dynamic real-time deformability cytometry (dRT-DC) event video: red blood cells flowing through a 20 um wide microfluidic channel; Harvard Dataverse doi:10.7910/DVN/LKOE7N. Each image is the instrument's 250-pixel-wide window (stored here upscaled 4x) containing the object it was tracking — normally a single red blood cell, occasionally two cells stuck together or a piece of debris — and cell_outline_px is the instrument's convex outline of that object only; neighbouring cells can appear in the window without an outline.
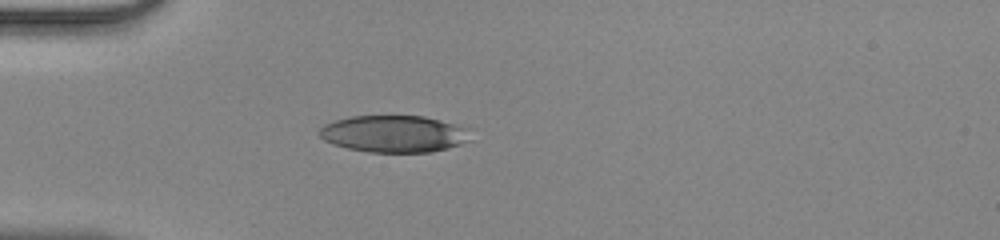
{"species": "human", "species_latin": "Homo sapiens", "temperature_condition": "room temperature", "stored_images_in_passage": 34, "camera_frame_rate_fps": 3000, "um_per_image_px": 0.085, "donor": {"sex": "male"}, "frame": {"image": 1, "passage_image": 1, "time_ms": 0.0, "image_size_px": [1000, 240], "cell_outline_px": [[468, 140], [460, 144], [448, 148], [432, 152], [368, 152], [348, 148], [332, 144], [324, 140], [320, 136], [320, 128], [324, 124], [336, 120], [352, 116], [424, 116], [468, 128]], "centroid_in_image_um": [33.46, 11.38], "position_along_channel_um": 51.5, "area_um2": 32.25}}
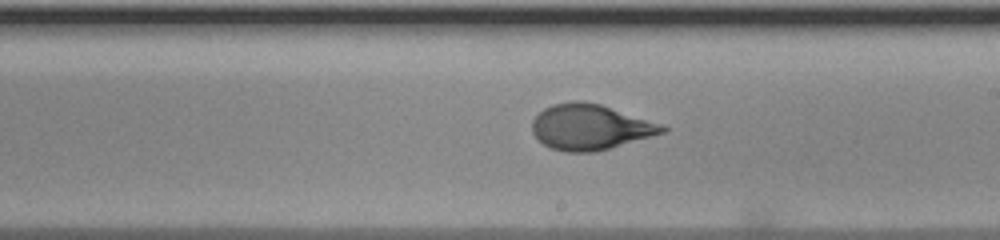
{"frame": {"image": 2, "passage_image": 15, "time_ms": 4.667, "image_size_px": [1000, 240], "cell_outline_px": [[668, 128], [664, 132], [596, 152], [564, 152], [552, 148], [544, 144], [532, 132], [532, 120], [544, 108], [552, 104], [572, 100], [580, 100], [600, 104], [664, 124]], "centroid_in_image_um": [50.16, 10.79], "position_along_channel_um": 238.8, "area_um2": 34.45}}
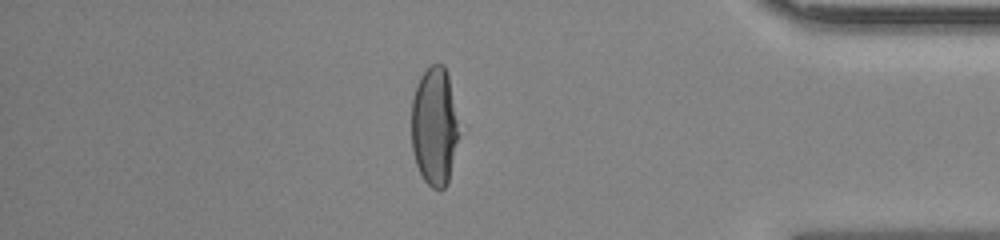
{"frame": {"image": 3, "passage_image": 28, "time_ms": 9.0, "image_size_px": [1000, 240], "cell_outline_px": [[460, 136], [448, 184], [444, 188], [432, 188], [424, 180], [416, 164], [412, 152], [412, 100], [416, 84], [420, 76], [432, 64], [444, 64], [448, 76]], "centroid_in_image_um": [36.93, 10.77], "position_along_channel_um": 398.3, "area_um2": 32.89}}